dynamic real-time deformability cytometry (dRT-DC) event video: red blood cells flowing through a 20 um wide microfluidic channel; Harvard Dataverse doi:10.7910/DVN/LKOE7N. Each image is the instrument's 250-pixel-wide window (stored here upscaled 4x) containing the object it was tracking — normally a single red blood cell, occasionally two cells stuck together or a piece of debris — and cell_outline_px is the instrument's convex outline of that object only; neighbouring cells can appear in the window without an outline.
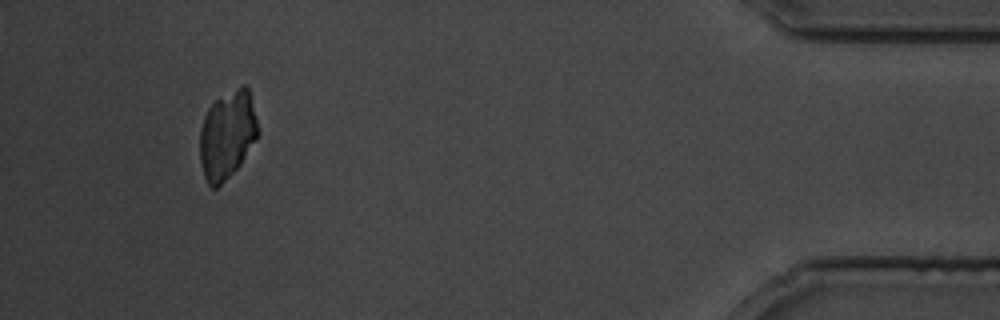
{"species": "common noctule bat (a hibernating species)", "species_latin": "Nyctalus noctula", "temperature_condition": "cold", "stored_images_in_passage": 25, "camera_frame_rate_fps": 3000, "um_per_image_px": 0.085, "animal": {"sex": "male", "body_mass_g": 19.5, "forearm_length_mm": 54.6}, "frame": {"image": 1, "passage_image": 23, "time_ms": 27.333, "image_size_px": [1000, 320], "cell_outline_px": [[256, 140], [240, 164], [216, 188], [212, 188], [208, 184], [204, 176], [200, 164], [200, 128], [204, 116], [208, 108], [216, 100], [240, 84], [244, 84], [248, 88], [256, 120]], "centroid_in_image_um": [19.28, 11.45], "position_along_channel_um": 415.9, "area_um2": 29.36}}